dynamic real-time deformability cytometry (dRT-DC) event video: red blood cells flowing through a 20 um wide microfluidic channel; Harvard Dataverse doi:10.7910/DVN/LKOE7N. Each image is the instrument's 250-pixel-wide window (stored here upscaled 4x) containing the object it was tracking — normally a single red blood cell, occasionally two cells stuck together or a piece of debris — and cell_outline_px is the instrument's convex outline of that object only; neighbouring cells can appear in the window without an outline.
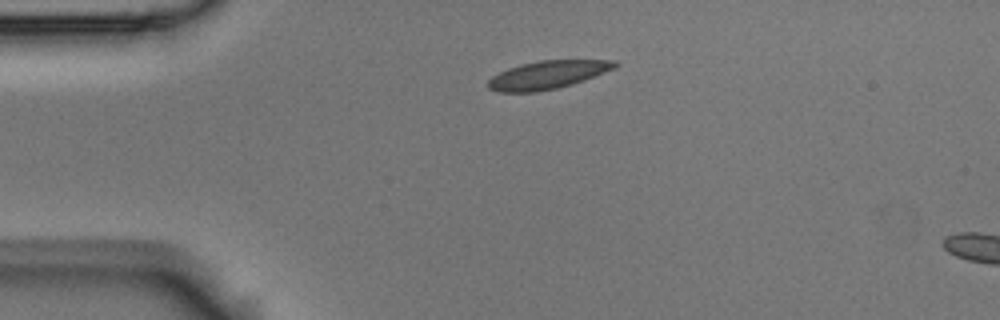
{"species": "Egyptian fruit bat (a non-hibernating species)", "species_latin": "Rousettus aegyptiacus", "temperature_condition": "room temperature", "stored_images_in_passage": 5, "camera_frame_rate_fps": 3000, "um_per_image_px": 0.085, "animal": {"sex": "male"}, "frame": {"image": 1, "passage_image": 1, "time_ms": 0.0, "image_size_px": [1000, 320], "cell_outline_px": [[620, 64], [616, 68], [584, 80], [572, 84], [556, 88], [536, 92], [500, 92], [488, 88], [488, 80], [492, 76], [508, 68], [520, 64], [540, 60], [616, 60]], "centroid_in_image_um": [46.56, 6.35], "position_along_channel_um": 38.4, "area_um2": 20.81}}